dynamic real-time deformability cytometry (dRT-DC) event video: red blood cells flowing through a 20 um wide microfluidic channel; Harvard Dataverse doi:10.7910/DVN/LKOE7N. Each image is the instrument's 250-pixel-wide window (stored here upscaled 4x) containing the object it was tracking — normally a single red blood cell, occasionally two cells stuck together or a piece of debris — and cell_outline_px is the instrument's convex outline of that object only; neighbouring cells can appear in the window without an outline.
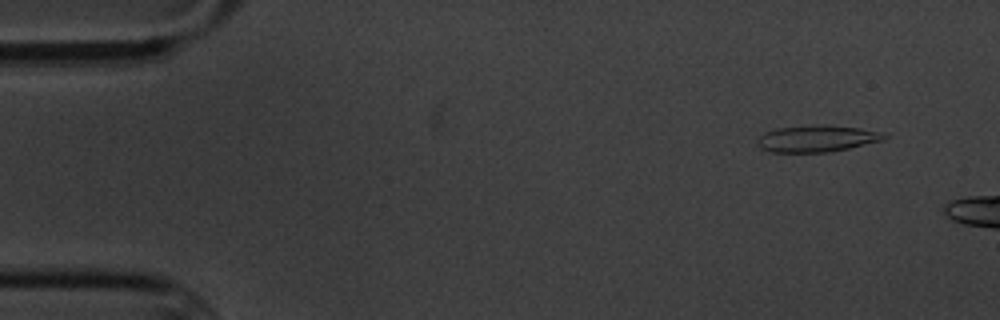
{"species": "common noctule bat (a hibernating species)", "species_latin": "Nyctalus noctula", "temperature_condition": "cold", "stored_images_in_passage": 3, "segment_of_instrument_passage": [2, 2], "camera_frame_rate_fps": 3000, "um_per_image_px": 0.085, "animal": {"sex": "male", "body_mass_g": 20.1, "forearm_length_mm": 53.5}, "frame": {"image": 1, "passage_image": 3, "time_ms": 2.333, "image_size_px": [1000, 320], "cell_outline_px": [[888, 136], [884, 140], [848, 148], [828, 152], [772, 152], [760, 148], [756, 144], [756, 140], [764, 132], [776, 128], [816, 124], [828, 124], [860, 128], [888, 132]], "centroid_in_image_um": [69.46, 11.76], "position_along_channel_um": 15.5, "area_um2": 20.11}}